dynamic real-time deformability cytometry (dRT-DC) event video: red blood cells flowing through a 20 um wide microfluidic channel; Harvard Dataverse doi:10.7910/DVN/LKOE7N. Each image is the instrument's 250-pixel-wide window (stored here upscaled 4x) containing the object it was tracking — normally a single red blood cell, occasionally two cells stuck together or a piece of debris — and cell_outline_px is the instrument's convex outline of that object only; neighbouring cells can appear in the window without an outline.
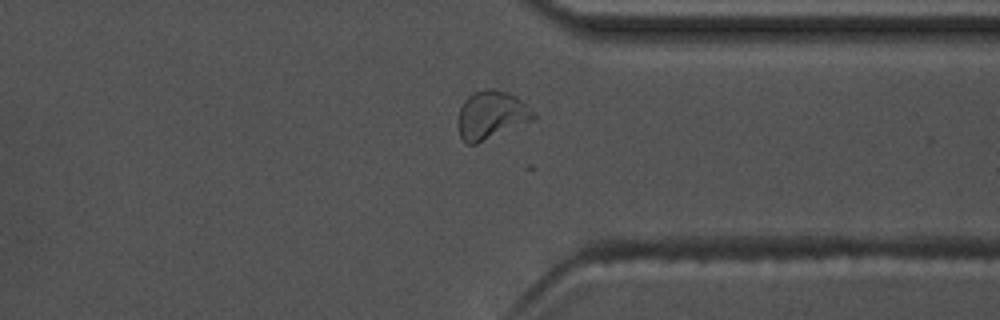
{"species": "common noctule bat (a hibernating species)", "species_latin": "Nyctalus noctula", "temperature_condition": "warm", "stored_images_in_passage": 44, "camera_frame_rate_fps": 3000, "um_per_image_px": 0.085, "animal": {"sex": "male", "body_mass_g": 17.5, "forearm_length_mm": 52.3}, "frame": {"image": 1, "passage_image": 31, "time_ms": 10.0, "image_size_px": [1000, 320], "cell_outline_px": [[536, 116], [532, 120], [476, 144], [468, 144], [460, 136], [456, 124], [456, 120], [460, 108], [464, 100], [472, 92], [488, 88], [492, 88], [508, 92], [516, 96], [536, 112]], "centroid_in_image_um": [41.73, 9.76], "position_along_channel_um": 369.7, "area_um2": 21.33}}
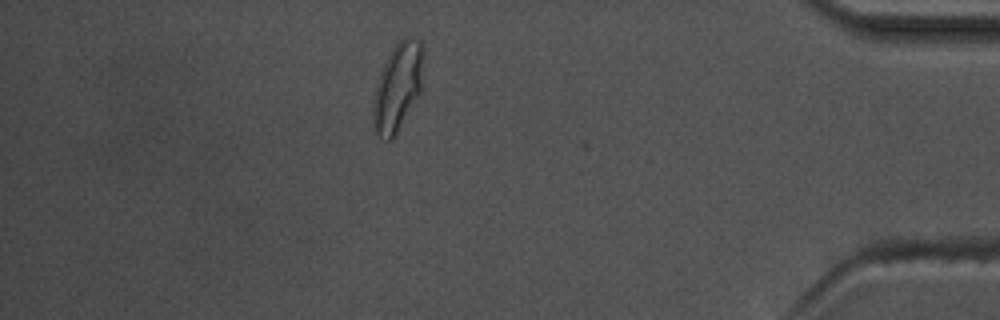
{"frame": {"image": 2, "passage_image": 37, "time_ms": 12.0, "image_size_px": [1000, 320], "cell_outline_px": [[424, 52], [420, 92], [396, 136], [392, 140], [388, 140], [380, 136], [376, 132], [372, 124], [372, 104], [380, 72], [392, 48], [400, 40], [408, 36], [412, 36], [420, 40], [424, 48]], "centroid_in_image_um": [33.81, 7.39], "position_along_channel_um": 401.4, "area_um2": 25.89}}